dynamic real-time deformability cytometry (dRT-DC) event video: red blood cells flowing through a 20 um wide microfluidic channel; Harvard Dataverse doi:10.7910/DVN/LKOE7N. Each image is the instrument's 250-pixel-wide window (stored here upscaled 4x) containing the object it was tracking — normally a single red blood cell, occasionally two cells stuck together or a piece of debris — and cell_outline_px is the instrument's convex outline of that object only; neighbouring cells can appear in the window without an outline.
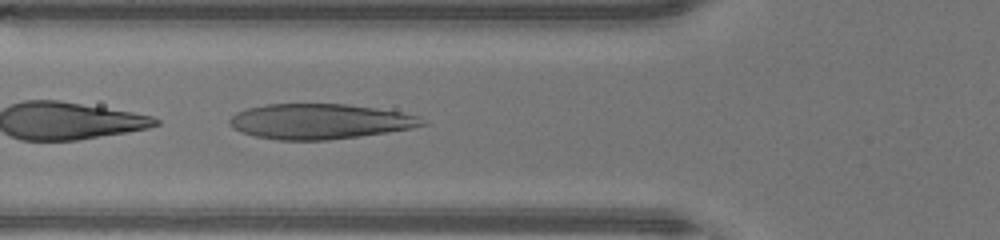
{"species": "human", "species_latin": "Homo sapiens", "temperature_condition": "warm", "stored_images_in_passage": 31, "camera_frame_rate_fps": 3000, "um_per_image_px": 0.085, "donor": {"sex": "male"}, "frame": {"image": 1, "passage_image": 3, "time_ms": 0.667, "image_size_px": [1000, 240], "cell_outline_px": [[428, 124], [412, 128], [388, 132], [360, 136], [328, 140], [280, 140], [256, 136], [240, 132], [232, 128], [228, 124], [228, 120], [236, 112], [248, 108], [268, 104], [348, 104], [376, 108], [400, 112], [416, 116]], "centroid_in_image_um": [27.14, 10.32], "position_along_channel_um": 98.7, "area_um2": 39.48}}
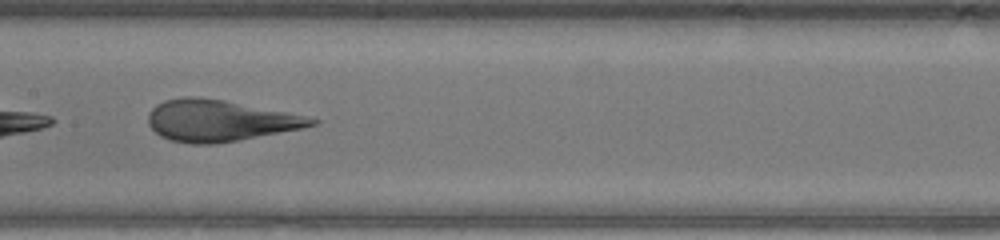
{"frame": {"image": 2, "passage_image": 9, "time_ms": 2.667, "image_size_px": [1000, 240], "cell_outline_px": [[320, 120], [316, 124], [300, 128], [236, 140], [212, 144], [192, 144], [172, 140], [160, 136], [148, 124], [148, 112], [156, 104], [164, 100], [184, 96], [196, 96], [224, 100], [304, 116]], "centroid_in_image_um": [18.57, 10.24], "position_along_channel_um": 188.8, "area_um2": 38.73}}
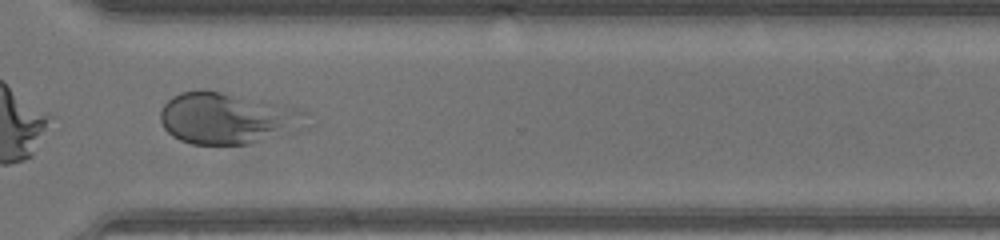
{"frame": {"image": 3, "passage_image": 20, "time_ms": 6.333, "image_size_px": [1000, 240], "cell_outline_px": [[316, 124], [308, 128], [296, 132], [248, 144], [192, 144], [180, 140], [172, 136], [164, 128], [160, 120], [160, 112], [164, 104], [172, 96], [180, 92], [204, 88], [284, 104], [300, 108], [312, 112]], "centroid_in_image_um": [19.51, 10.04], "position_along_channel_um": 351.1, "area_um2": 45.55}}